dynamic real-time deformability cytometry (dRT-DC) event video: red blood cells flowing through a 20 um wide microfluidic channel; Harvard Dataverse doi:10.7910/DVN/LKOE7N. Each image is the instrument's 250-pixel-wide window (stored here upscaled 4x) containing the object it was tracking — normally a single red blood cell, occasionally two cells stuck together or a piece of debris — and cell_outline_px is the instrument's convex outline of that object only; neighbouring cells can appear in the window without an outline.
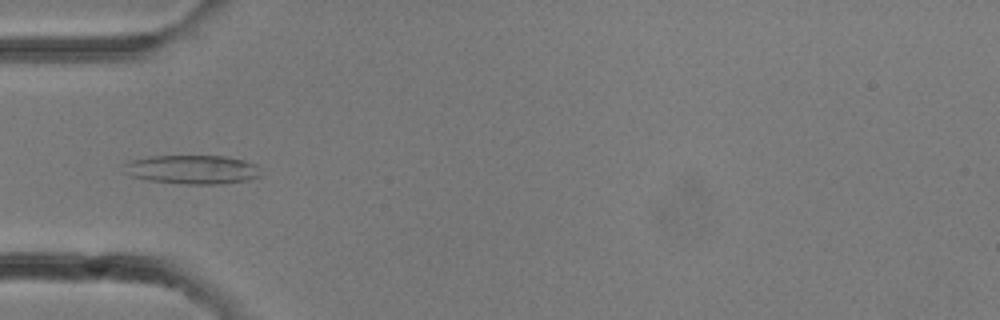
{"species": "common noctule bat (a hibernating species)", "species_latin": "Nyctalus noctula", "temperature_condition": "room temperature", "stored_images_in_passage": 17, "camera_frame_rate_fps": 3000, "um_per_image_px": 0.085, "animal": {"sex": "female"}, "frame": {"image": 1, "passage_image": 9, "time_ms": 2.667, "image_size_px": [1000, 320], "cell_outline_px": [[260, 176], [248, 180], [220, 184], [184, 184], [148, 180], [132, 176], [124, 172], [120, 164], [132, 160], [148, 156], [224, 156], [244, 160], [256, 164], [260, 168]], "centroid_in_image_um": [16.32, 14.41], "position_along_channel_um": 68.7, "area_um2": 23.29}}
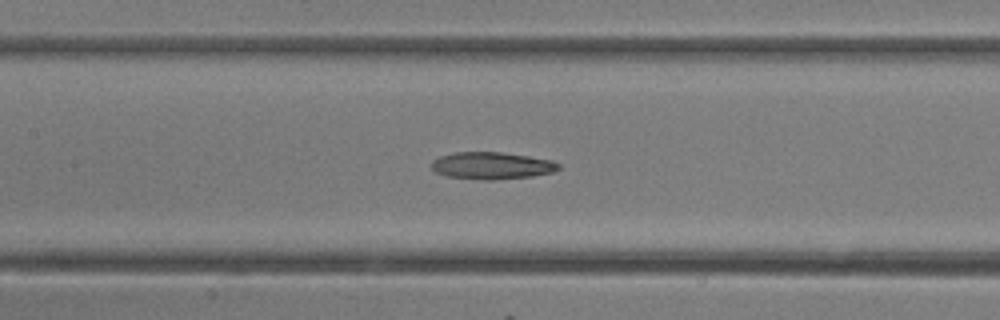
{"frame": {"image": 2, "passage_image": 13, "time_ms": 4.0, "image_size_px": [1000, 320], "cell_outline_px": [[560, 168], [552, 172], [532, 176], [496, 180], [484, 180], [448, 176], [436, 172], [432, 168], [432, 160], [440, 156], [456, 152], [500, 152], [528, 156], [552, 160], [560, 164]], "centroid_in_image_um": [41.81, 14.08], "position_along_channel_um": 165.6, "area_um2": 20.0}}
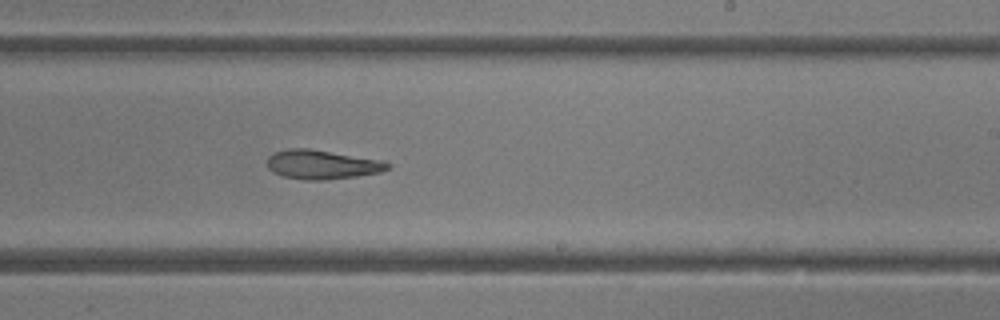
{"frame": {"image": 3, "passage_image": 17, "time_ms": 5.333, "image_size_px": [1000, 320], "cell_outline_px": [[392, 164], [388, 168], [380, 172], [356, 176], [324, 180], [304, 180], [284, 176], [272, 172], [268, 168], [268, 156], [276, 152], [288, 148], [308, 148], [384, 160]], "centroid_in_image_um": [27.38, 13.98], "position_along_channel_um": 261.6, "area_um2": 20.46}}